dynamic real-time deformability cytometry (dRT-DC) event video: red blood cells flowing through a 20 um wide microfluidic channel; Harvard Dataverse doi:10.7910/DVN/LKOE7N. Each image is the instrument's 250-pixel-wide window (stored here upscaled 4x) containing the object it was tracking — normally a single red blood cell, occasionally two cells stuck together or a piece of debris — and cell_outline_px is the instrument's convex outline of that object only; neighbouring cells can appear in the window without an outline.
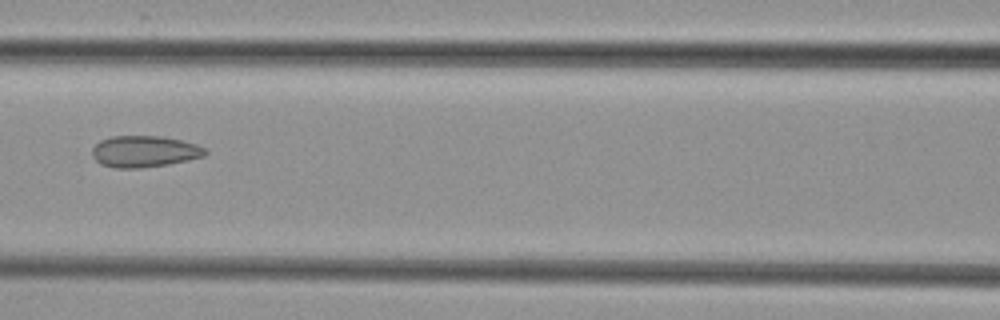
{"species": "common noctule bat (a hibernating species)", "species_latin": "Nyctalus noctula", "temperature_condition": "cold", "stored_images_in_passage": 7, "camera_frame_rate_fps": 3000, "um_per_image_px": 0.085, "animal": {"sex": "female", "body_mass_g": 29.2, "forearm_length_mm": 56.3}, "frame": {"image": 1, "passage_image": 7, "time_ms": 7.333, "image_size_px": [1000, 320], "cell_outline_px": [[208, 152], [204, 156], [188, 160], [168, 164], [140, 168], [112, 168], [100, 164], [92, 156], [92, 148], [100, 140], [112, 136], [164, 136], [196, 144], [208, 148]], "centroid_in_image_um": [12.28, 12.87], "position_along_channel_um": 154.3, "area_um2": 20.92}}